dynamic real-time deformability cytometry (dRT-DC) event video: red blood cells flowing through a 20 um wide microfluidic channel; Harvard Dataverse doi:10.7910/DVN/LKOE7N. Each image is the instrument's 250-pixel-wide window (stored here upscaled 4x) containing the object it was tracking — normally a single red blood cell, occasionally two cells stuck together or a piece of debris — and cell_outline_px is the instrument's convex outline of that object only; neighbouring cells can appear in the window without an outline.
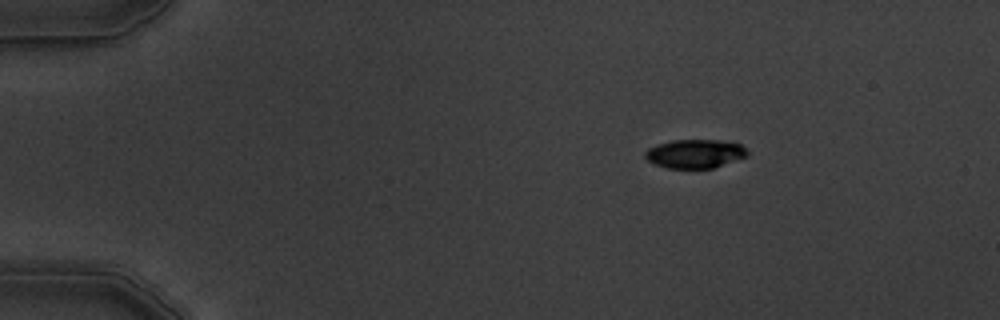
{"species": "common noctule bat (a hibernating species)", "species_latin": "Nyctalus noctula", "temperature_condition": "warm", "stored_images_in_passage": 4, "camera_frame_rate_fps": 3000, "um_per_image_px": 0.085, "animal": {"sex": "male", "body_mass_g": 19.5, "forearm_length_mm": 54.6}, "frame": {"image": 1, "passage_image": 1, "time_ms": 0.0, "image_size_px": [1000, 320], "cell_outline_px": [[748, 156], [712, 168], [668, 168], [656, 164], [648, 160], [644, 156], [644, 152], [648, 148], [656, 144], [672, 140], [720, 140], [740, 144], [748, 152]], "centroid_in_image_um": [59.05, 13.06], "position_along_channel_um": 25.9, "area_um2": 17.05}}
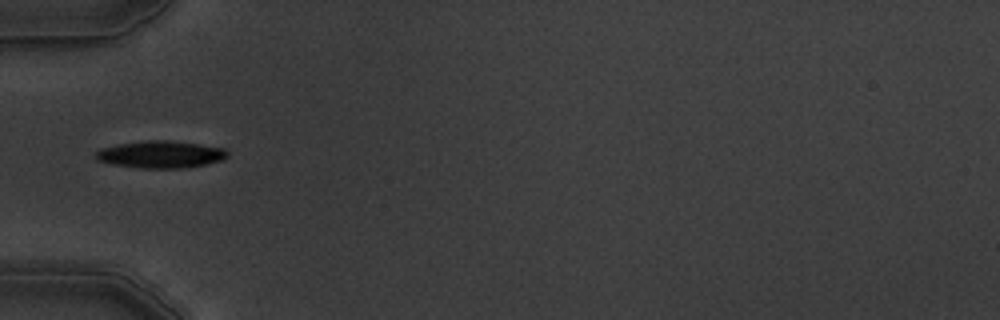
{"frame": {"image": 2, "passage_image": 4, "time_ms": 3.333, "image_size_px": [1000, 320], "cell_outline_px": [[228, 156], [220, 160], [204, 164], [180, 168], [140, 168], [112, 164], [96, 160], [96, 152], [100, 148], [120, 144], [144, 140], [164, 140], [196, 144], [224, 148], [228, 152]], "centroid_in_image_um": [13.61, 13.12], "position_along_channel_um": 71.4, "area_um2": 20.52}}